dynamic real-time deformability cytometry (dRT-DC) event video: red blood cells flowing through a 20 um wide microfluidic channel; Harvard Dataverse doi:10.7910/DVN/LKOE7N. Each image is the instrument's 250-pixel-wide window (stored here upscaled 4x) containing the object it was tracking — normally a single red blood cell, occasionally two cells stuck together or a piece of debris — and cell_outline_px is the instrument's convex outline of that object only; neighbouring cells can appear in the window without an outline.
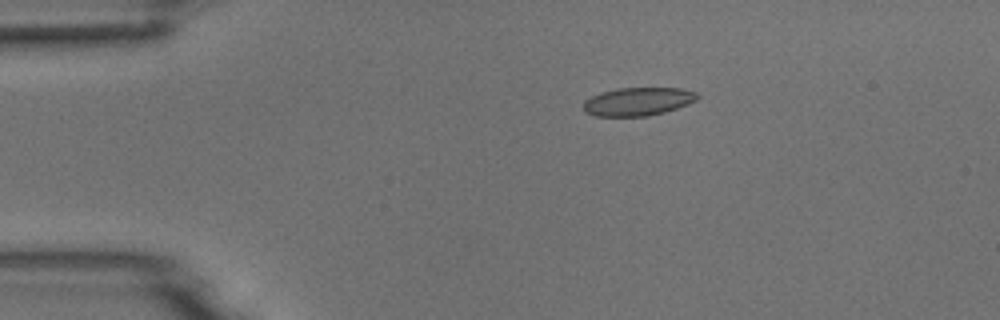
{"species": "common noctule bat (a hibernating species)", "species_latin": "Nyctalus noctula", "temperature_condition": "room temperature", "stored_images_in_passage": 6, "camera_frame_rate_fps": 3000, "um_per_image_px": 0.085, "animal": {"sex": "male", "body_mass_g": 18.8}, "frame": {"image": 1, "passage_image": 3, "time_ms": 3.0, "image_size_px": [1000, 320], "cell_outline_px": [[700, 96], [696, 100], [688, 104], [664, 112], [648, 116], [596, 116], [584, 112], [584, 100], [600, 92], [616, 88], [680, 88], [696, 92]], "centroid_in_image_um": [54.21, 8.62], "position_along_channel_um": 30.8, "area_um2": 18.79}}
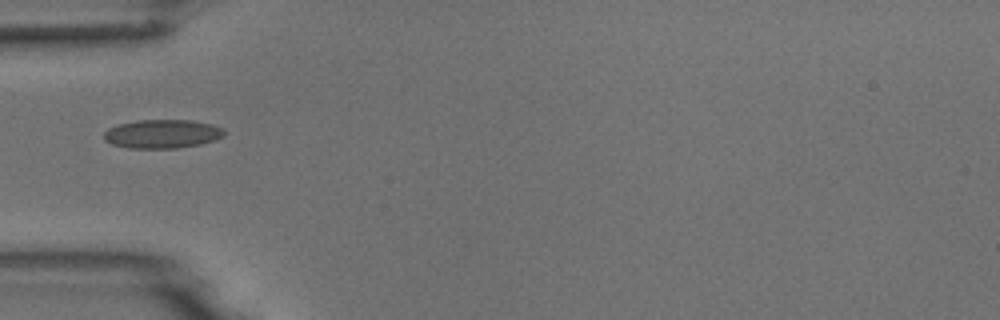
{"frame": {"image": 2, "passage_image": 5, "time_ms": 5.333, "image_size_px": [1000, 320], "cell_outline_px": [[224, 136], [216, 140], [200, 144], [176, 148], [128, 148], [112, 144], [104, 140], [104, 132], [108, 128], [120, 124], [136, 120], [192, 120], [212, 124], [224, 128]], "centroid_in_image_um": [13.81, 11.38], "position_along_channel_um": 71.2, "area_um2": 20.23}}